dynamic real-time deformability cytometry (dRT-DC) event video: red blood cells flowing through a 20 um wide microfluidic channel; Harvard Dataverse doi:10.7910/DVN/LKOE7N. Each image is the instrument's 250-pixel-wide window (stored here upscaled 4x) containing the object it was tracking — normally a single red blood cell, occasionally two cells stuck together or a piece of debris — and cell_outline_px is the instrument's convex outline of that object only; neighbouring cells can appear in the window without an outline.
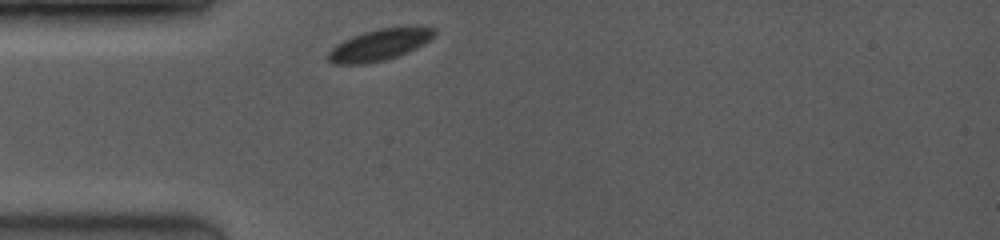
{"species": "common noctule bat (a hibernating species)", "species_latin": "Nyctalus noctula", "temperature_condition": "room temperature", "stored_images_in_passage": 37, "segment_of_instrument_passage": [1, 2], "camera_frame_rate_fps": 3500, "um_per_image_px": 0.085, "animal": {"sex": "female", "body_mass_g": 19.0, "forearm_length_mm": 53.3}, "frame": {"image": 1, "passage_image": 1, "time_ms": 0.0, "image_size_px": [1000, 240], "cell_outline_px": [[436, 36], [424, 44], [408, 52], [384, 60], [364, 64], [332, 64], [324, 56], [336, 44], [352, 36], [364, 32], [380, 28], [436, 28]], "centroid_in_image_um": [32.2, 3.83], "position_along_channel_um": 52.8, "area_um2": 19.25}}
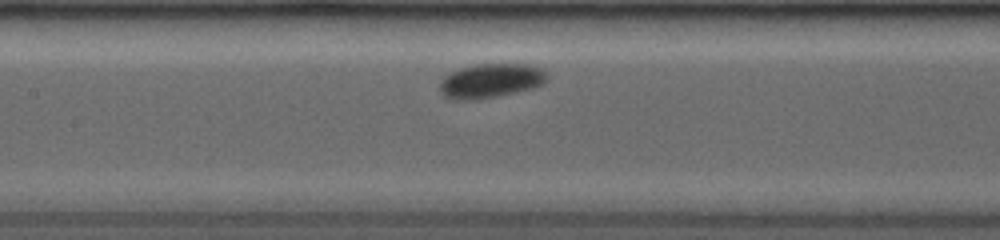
{"frame": {"image": 2, "passage_image": 15, "time_ms": 3.143, "image_size_px": [1000, 240], "cell_outline_px": [[548, 76], [540, 84], [532, 88], [496, 96], [472, 100], [452, 100], [444, 96], [440, 88], [440, 80], [448, 72], [460, 68], [476, 64], [528, 64], [544, 68]], "centroid_in_image_um": [41.67, 6.85], "position_along_channel_um": 165.7, "area_um2": 21.44}}
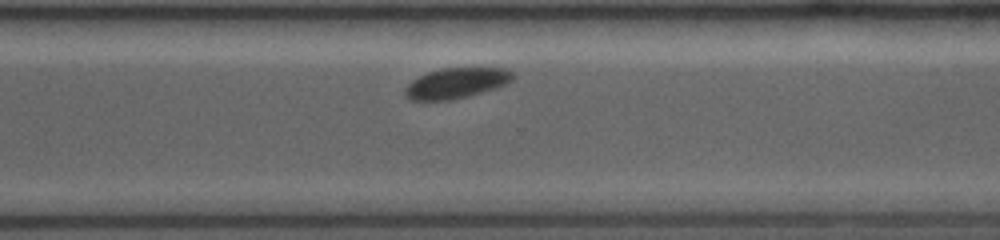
{"frame": {"image": 3, "passage_image": 34, "time_ms": 7.429, "image_size_px": [1000, 240], "cell_outline_px": [[516, 76], [508, 84], [496, 88], [468, 96], [448, 100], [408, 100], [404, 96], [404, 88], [412, 80], [428, 72], [440, 68], [508, 68], [516, 72]], "centroid_in_image_um": [38.82, 7.06], "position_along_channel_um": 331.8, "area_um2": 19.42}}